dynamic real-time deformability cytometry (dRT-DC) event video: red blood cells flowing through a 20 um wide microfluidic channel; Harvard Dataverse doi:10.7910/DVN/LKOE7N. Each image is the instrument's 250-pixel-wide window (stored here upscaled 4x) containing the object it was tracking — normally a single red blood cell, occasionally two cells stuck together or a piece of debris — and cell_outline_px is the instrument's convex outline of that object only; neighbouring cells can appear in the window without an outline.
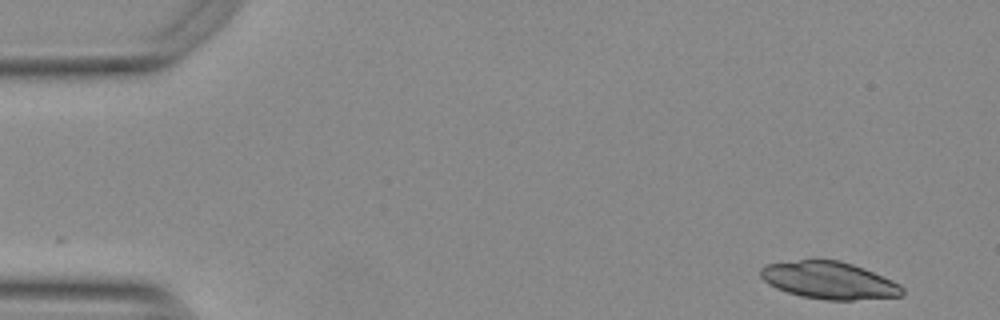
{"species": "Egyptian fruit bat (a non-hibernating species)", "species_latin": "Rousettus aegyptiacus", "temperature_condition": "warm", "stored_images_in_passage": 51, "camera_frame_rate_fps": 3000, "um_per_image_px": 0.085, "animal": {"sex": "female"}, "frame": {"image": 1, "passage_image": 1, "time_ms": 0.0, "image_size_px": [1000, 320], "cell_outline_px": [[904, 292], [900, 296], [852, 300], [828, 300], [800, 296], [776, 288], [768, 284], [760, 276], [760, 268], [764, 264], [800, 260], [840, 260], [864, 268], [892, 280], [900, 284], [904, 288]], "centroid_in_image_um": [70.46, 23.83], "position_along_channel_um": 14.5, "area_um2": 30.75}}
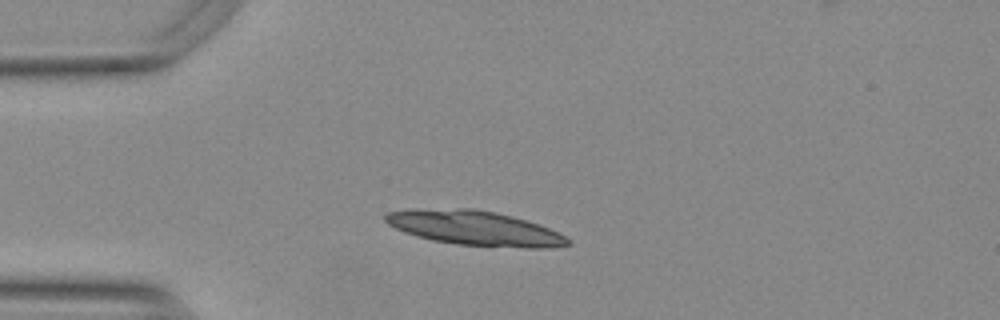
{"frame": {"image": 2, "passage_image": 11, "time_ms": 3.333, "image_size_px": [1000, 320], "cell_outline_px": [[572, 244], [552, 248], [528, 248], [456, 244], [432, 240], [416, 236], [404, 232], [388, 224], [384, 220], [384, 216], [388, 212], [456, 208], [472, 208], [496, 212], [512, 216], [548, 228], [572, 240]], "centroid_in_image_um": [40.4, 19.41], "position_along_channel_um": 44.6, "area_um2": 36.18}}